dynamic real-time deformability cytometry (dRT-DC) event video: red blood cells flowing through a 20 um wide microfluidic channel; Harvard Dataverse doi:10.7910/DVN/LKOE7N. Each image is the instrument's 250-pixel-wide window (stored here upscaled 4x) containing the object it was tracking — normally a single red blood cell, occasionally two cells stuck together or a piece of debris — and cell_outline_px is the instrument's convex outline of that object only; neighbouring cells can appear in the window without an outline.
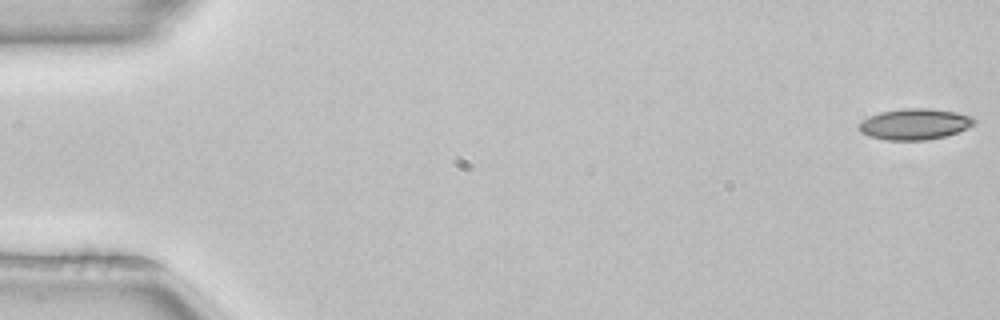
{"species": "common noctule bat (a hibernating species)", "species_latin": "Nyctalus noctula", "temperature_condition": "room temperature", "stored_images_in_passage": 52, "camera_frame_rate_fps": 3000, "um_per_image_px": 0.085, "animal": {"sex": "female", "body_mass_g": 22.7, "forearm_length_mm": 54.2}, "frame": {"image": 1, "passage_image": 1, "time_ms": 0.0, "image_size_px": [1000, 320], "cell_outline_px": [[976, 124], [968, 128], [944, 136], [924, 140], [884, 140], [868, 136], [860, 132], [860, 124], [864, 120], [880, 112], [904, 108], [928, 108], [956, 112], [972, 116], [976, 120]], "centroid_in_image_um": [77.79, 10.55], "position_along_channel_um": 7.2, "area_um2": 20.69}}
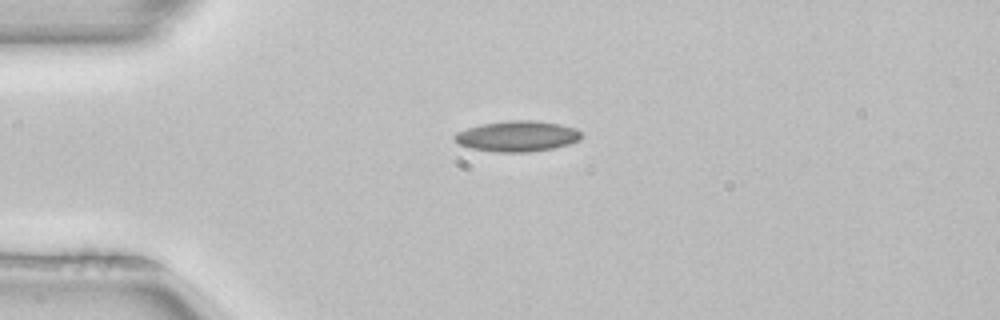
{"frame": {"image": 2, "passage_image": 13, "time_ms": 4.0, "image_size_px": [1000, 320], "cell_outline_px": [[580, 140], [568, 144], [552, 148], [528, 152], [496, 152], [472, 148], [460, 144], [452, 136], [456, 132], [480, 124], [512, 120], [532, 120], [560, 124], [576, 128], [580, 132]], "centroid_in_image_um": [43.96, 11.57], "position_along_channel_um": 41.0, "area_um2": 22.48}}
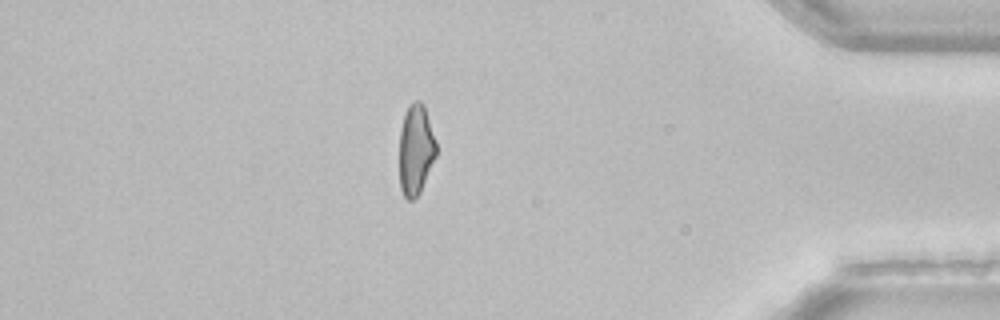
{"frame": {"image": 3, "passage_image": 45, "time_ms": 14.667, "image_size_px": [1000, 320], "cell_outline_px": [[436, 156], [420, 192], [412, 200], [408, 200], [404, 196], [400, 188], [400, 132], [404, 116], [408, 108], [416, 100], [420, 100], [424, 104], [436, 140]], "centroid_in_image_um": [35.35, 12.73], "position_along_channel_um": 399.8, "area_um2": 19.25}, "authors_computed_cell_mechanics": {"area_um2": 20.519, "velocity_mm_per_s": 3.9789, "shape_relaxation_time_tau1_ms": null, "shape_relaxation_time_tau2_ms": 4.6182, "deformation_change_tau1": null, "deformation_change_tau2": 0.1183}}